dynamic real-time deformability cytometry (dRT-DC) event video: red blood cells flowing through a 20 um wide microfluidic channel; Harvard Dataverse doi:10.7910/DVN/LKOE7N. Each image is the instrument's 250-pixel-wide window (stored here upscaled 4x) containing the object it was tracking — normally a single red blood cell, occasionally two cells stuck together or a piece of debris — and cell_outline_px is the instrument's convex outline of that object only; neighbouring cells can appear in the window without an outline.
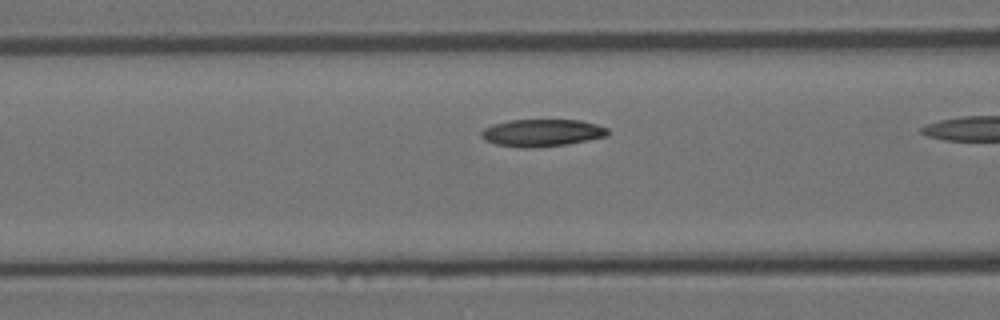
{"species": "Egyptian fruit bat (a non-hibernating species)", "species_latin": "Rousettus aegyptiacus", "temperature_condition": "room temperature", "stored_images_in_passage": 15, "camera_frame_rate_fps": 3000, "um_per_image_px": 0.085, "animal": {"sex": "female"}, "frame": {"image": 1, "passage_image": 13, "time_ms": 4.0, "image_size_px": [1000, 320], "cell_outline_px": [[608, 136], [588, 140], [564, 144], [532, 148], [520, 148], [496, 144], [484, 140], [480, 136], [480, 132], [484, 128], [492, 124], [508, 120], [580, 120], [596, 124], [608, 128]], "centroid_in_image_um": [46.03, 11.29], "position_along_channel_um": 120.6, "area_um2": 20.17}}